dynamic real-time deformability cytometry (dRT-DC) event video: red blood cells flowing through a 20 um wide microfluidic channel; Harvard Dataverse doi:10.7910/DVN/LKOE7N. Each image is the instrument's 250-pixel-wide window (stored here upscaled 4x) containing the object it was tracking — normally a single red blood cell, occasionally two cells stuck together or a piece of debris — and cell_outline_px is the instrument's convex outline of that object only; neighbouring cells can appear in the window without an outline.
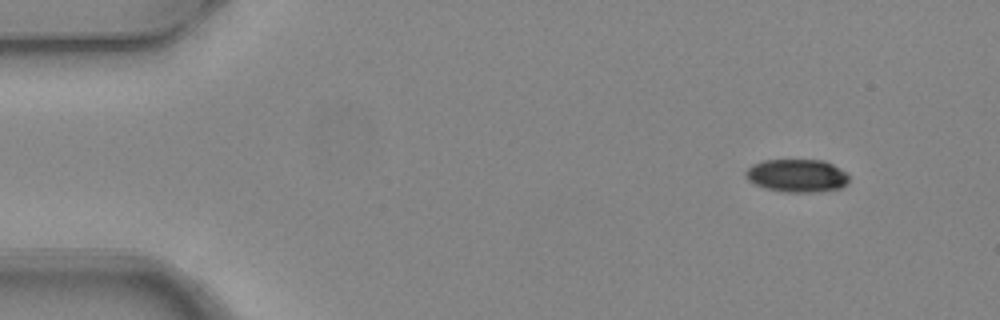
{"species": "common noctule bat (a hibernating species)", "species_latin": "Nyctalus noctula", "temperature_condition": "warm", "stored_images_in_passage": 4, "camera_frame_rate_fps": 3000, "um_per_image_px": 0.085, "animal": {"sex": "female", "body_mass_g": 24.6, "forearm_length_mm": 56.2}, "frame": {"image": 1, "passage_image": 1, "time_ms": 0.0, "image_size_px": [1000, 320], "cell_outline_px": [[848, 184], [840, 188], [816, 192], [784, 192], [764, 188], [752, 184], [744, 176], [744, 172], [752, 164], [764, 160], [824, 160], [840, 168], [848, 176]], "centroid_in_image_um": [67.7, 14.93], "position_along_channel_um": 17.3, "area_um2": 20.06}}
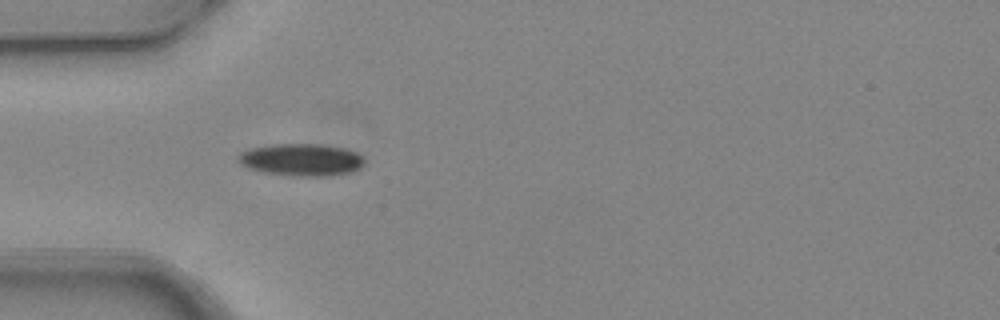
{"frame": {"image": 2, "passage_image": 4, "time_ms": 1.0, "image_size_px": [1000, 320], "cell_outline_px": [[364, 164], [360, 168], [352, 172], [328, 176], [288, 176], [264, 172], [248, 168], [240, 164], [236, 160], [236, 156], [240, 152], [248, 148], [272, 144], [320, 144], [344, 148], [356, 152], [364, 160]], "centroid_in_image_um": [25.56, 13.58], "position_along_channel_um": 59.4, "area_um2": 24.04}}